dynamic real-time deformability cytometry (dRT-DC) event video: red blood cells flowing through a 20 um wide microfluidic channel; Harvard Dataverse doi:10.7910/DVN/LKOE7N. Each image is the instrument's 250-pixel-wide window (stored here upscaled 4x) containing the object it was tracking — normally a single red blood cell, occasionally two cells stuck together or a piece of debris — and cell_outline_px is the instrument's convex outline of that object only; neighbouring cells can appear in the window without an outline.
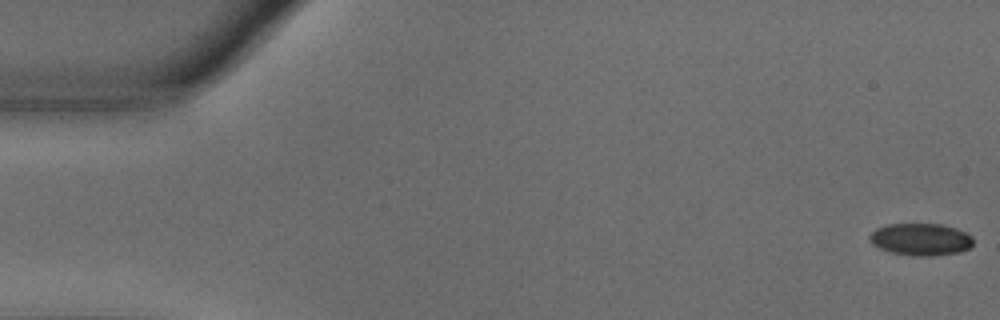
{"species": "common noctule bat (a hibernating species)", "species_latin": "Nyctalus noctula", "temperature_condition": "warm", "stored_images_in_passage": 54, "camera_frame_rate_fps": 3000, "um_per_image_px": 0.085, "animal": {"sex": "male", "body_mass_g": 18.8}, "frame": {"image": 1, "passage_image": 1, "time_ms": 0.0, "image_size_px": [1000, 320], "cell_outline_px": [[972, 244], [968, 248], [960, 252], [932, 256], [912, 256], [888, 252], [872, 244], [868, 240], [868, 236], [876, 228], [888, 224], [940, 224], [956, 228], [972, 236]], "centroid_in_image_um": [78.22, 20.35], "position_along_channel_um": 6.8, "area_um2": 19.54}}
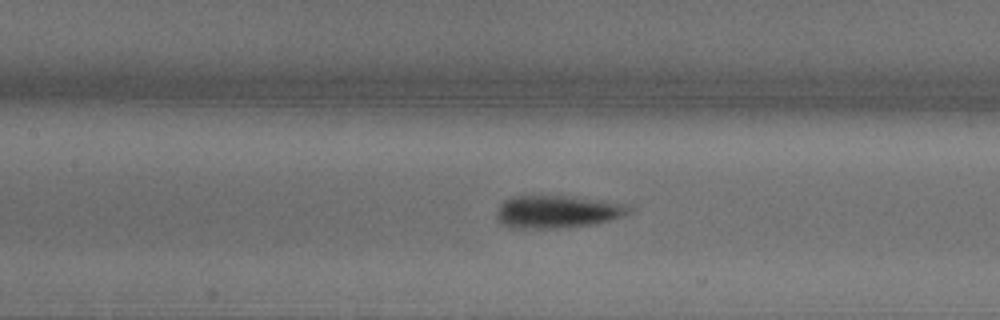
{"frame": {"image": 2, "passage_image": 25, "time_ms": 8.0, "image_size_px": [1000, 320], "cell_outline_px": [[636, 208], [632, 212], [608, 220], [592, 224], [544, 228], [516, 228], [504, 224], [496, 216], [496, 212], [500, 204], [504, 200], [512, 196], [572, 196], [628, 204]], "centroid_in_image_um": [47.4, 17.97], "position_along_channel_um": 160.0, "area_um2": 24.91}}
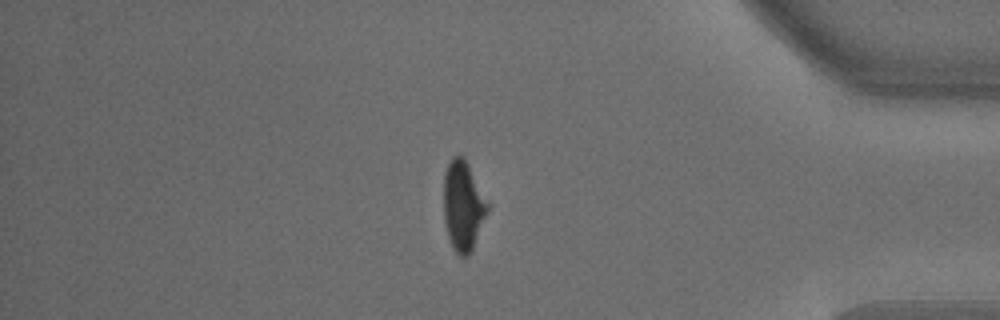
{"frame": {"image": 3, "passage_image": 47, "time_ms": 15.333, "image_size_px": [1000, 320], "cell_outline_px": [[488, 212], [472, 248], [468, 256], [460, 256], [452, 248], [448, 236], [444, 220], [444, 176], [448, 164], [452, 156], [460, 152], [464, 156], [488, 204]], "centroid_in_image_um": [39.34, 17.46], "position_along_channel_um": 395.9, "area_um2": 22.72}, "authors_computed_cell_mechanics": {"area_um2": 23.2645, "velocity_mm_per_s": 3.6427, "shape_relaxation_time_tau1_ms": 2.5319, "shape_relaxation_time_tau2_ms": 2.3527, "deformation_change_tau1": 0.1616, "deformation_change_tau2": 0.145}}